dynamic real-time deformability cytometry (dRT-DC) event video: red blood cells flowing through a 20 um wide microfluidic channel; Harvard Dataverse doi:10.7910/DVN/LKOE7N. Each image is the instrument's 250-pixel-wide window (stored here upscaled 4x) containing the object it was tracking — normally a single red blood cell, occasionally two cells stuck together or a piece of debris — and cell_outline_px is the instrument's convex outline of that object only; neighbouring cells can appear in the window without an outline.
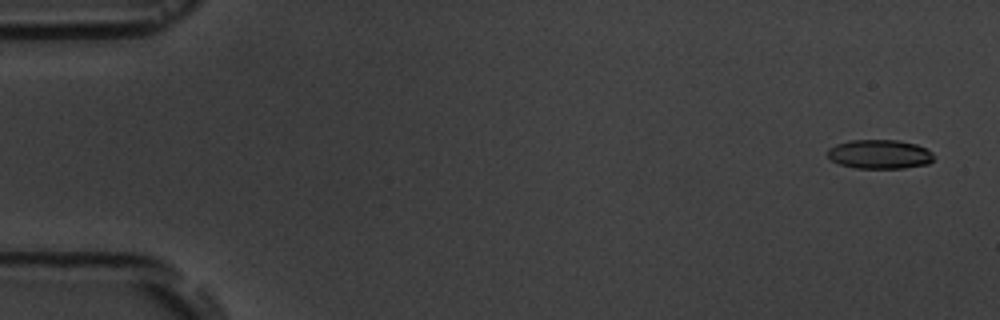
{"species": "common noctule bat (a hibernating species)", "species_latin": "Nyctalus noctula", "temperature_condition": "room temperature", "stored_images_in_passage": 5, "camera_frame_rate_fps": 3000, "um_per_image_px": 0.085, "animal": {"sex": "male", "body_mass_g": 19.5, "forearm_length_mm": 54.6}, "frame": {"image": 1, "passage_image": 1, "time_ms": 0.0, "image_size_px": [1000, 320], "cell_outline_px": [[932, 160], [928, 164], [904, 168], [856, 168], [840, 164], [832, 160], [828, 156], [828, 148], [836, 144], [848, 140], [896, 140], [916, 144], [932, 152]], "centroid_in_image_um": [74.75, 13.1], "position_along_channel_um": 10.3, "area_um2": 17.92}}